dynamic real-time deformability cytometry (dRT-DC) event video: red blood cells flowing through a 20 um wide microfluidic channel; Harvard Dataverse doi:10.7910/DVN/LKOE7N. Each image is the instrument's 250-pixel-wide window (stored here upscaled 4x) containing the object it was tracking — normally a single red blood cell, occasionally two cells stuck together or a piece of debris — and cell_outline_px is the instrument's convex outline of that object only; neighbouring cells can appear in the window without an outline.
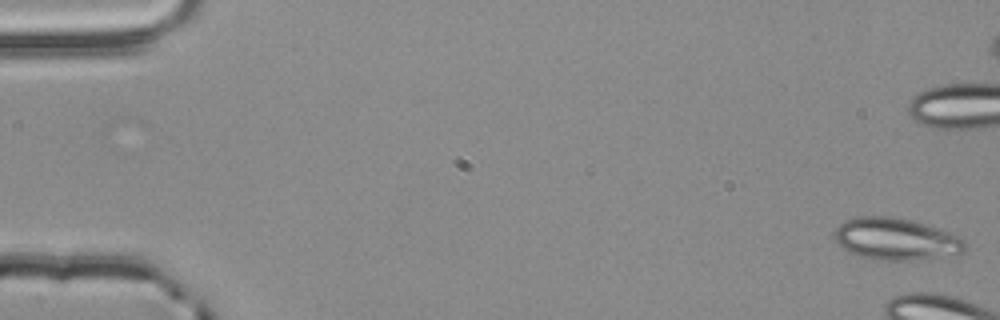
{"species": "common noctule bat (a hibernating species)", "species_latin": "Nyctalus noctula", "temperature_condition": "room temperature", "stored_images_in_passage": 5, "camera_frame_rate_fps": 3000, "um_per_image_px": 0.085, "animal": {"sex": "male", "body_mass_g": 20.4}, "frame": {"image": 1, "passage_image": 1, "time_ms": 0.0, "image_size_px": [1000, 320], "cell_outline_px": [[968, 248], [964, 252], [908, 260], [872, 260], [848, 252], [836, 240], [832, 232], [840, 224], [856, 216], [888, 216], [908, 220], [924, 224], [948, 232], [964, 240], [968, 244]], "centroid_in_image_um": [76.11, 20.32], "position_along_channel_um": 8.9, "area_um2": 31.44}}